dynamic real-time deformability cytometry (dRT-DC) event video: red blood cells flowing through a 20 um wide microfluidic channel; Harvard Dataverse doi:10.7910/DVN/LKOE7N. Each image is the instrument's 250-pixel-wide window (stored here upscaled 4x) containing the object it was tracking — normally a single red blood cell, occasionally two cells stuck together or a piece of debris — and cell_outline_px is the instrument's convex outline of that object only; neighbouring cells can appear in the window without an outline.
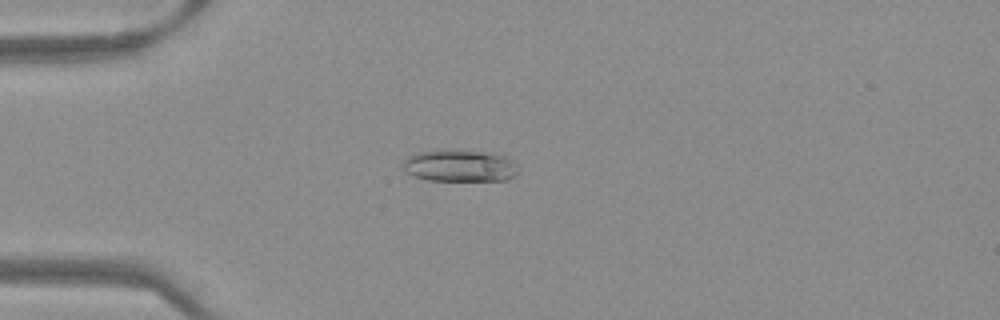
{"species": "Egyptian fruit bat (a non-hibernating species)", "species_latin": "Rousettus aegyptiacus", "temperature_condition": "warm", "stored_images_in_passage": 42, "camera_frame_rate_fps": 3000, "um_per_image_px": 0.085, "frame": {"image": 1, "passage_image": 5, "time_ms": 1.333, "image_size_px": [1000, 320], "cell_outline_px": [[516, 172], [508, 180], [428, 180], [416, 176], [408, 172], [400, 164], [408, 156], [416, 152], [492, 152], [504, 156], [516, 164]], "centroid_in_image_um": [39.07, 14.11], "position_along_channel_um": 45.9, "area_um2": 20.58}}
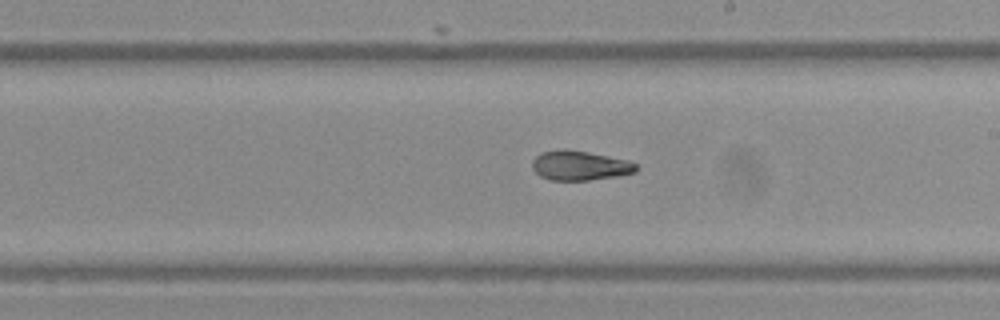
{"frame": {"image": 2, "passage_image": 21, "time_ms": 6.667, "image_size_px": [1000, 320], "cell_outline_px": [[636, 172], [620, 176], [588, 180], [548, 180], [540, 176], [532, 168], [532, 160], [540, 152], [560, 148], [564, 148], [588, 152], [628, 160], [636, 164]], "centroid_in_image_um": [49.25, 14.06], "position_along_channel_um": 239.8, "area_um2": 18.09}}
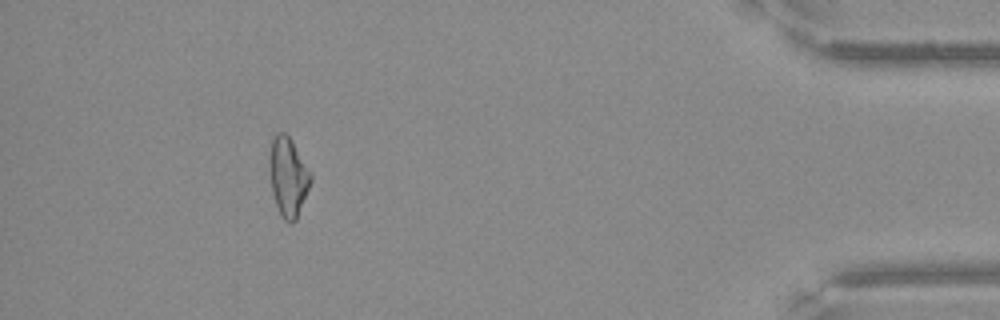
{"frame": {"image": 3, "passage_image": 38, "time_ms": 12.333, "image_size_px": [1000, 320], "cell_outline_px": [[312, 180], [296, 220], [292, 224], [284, 220], [280, 216], [272, 192], [268, 156], [272, 140], [276, 132], [284, 132], [292, 140], [312, 176]], "centroid_in_image_um": [24.47, 15.03], "position_along_channel_um": 410.7, "area_um2": 18.96}}